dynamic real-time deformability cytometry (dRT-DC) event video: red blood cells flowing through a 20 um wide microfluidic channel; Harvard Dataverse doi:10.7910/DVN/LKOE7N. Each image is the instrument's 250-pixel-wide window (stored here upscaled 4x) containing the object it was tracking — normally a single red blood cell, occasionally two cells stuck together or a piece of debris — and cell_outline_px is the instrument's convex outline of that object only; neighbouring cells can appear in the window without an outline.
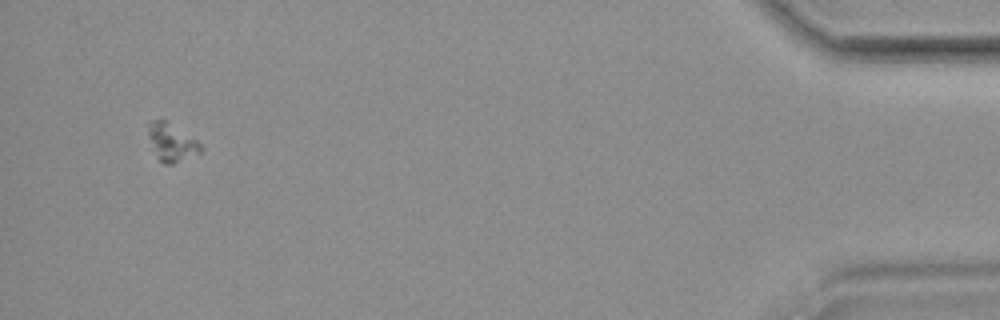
{"species": "common noctule bat (a hibernating species)", "species_latin": "Nyctalus noctula", "temperature_condition": "room temperature", "stored_images_in_passage": 39, "camera_frame_rate_fps": 3000, "um_per_image_px": 0.085, "animal": {"sex": "female", "body_mass_g": 19.9}, "frame": {"image": 1, "passage_image": 37, "time_ms": 12.0, "image_size_px": [1000, 320], "cell_outline_px": [[204, 148], [200, 152], [172, 164], [164, 164], [160, 160], [148, 136], [148, 124], [152, 120], [164, 120], [196, 140]], "centroid_in_image_um": [14.58, 12.1], "position_along_channel_um": 420.6, "area_um2": 10.98}}